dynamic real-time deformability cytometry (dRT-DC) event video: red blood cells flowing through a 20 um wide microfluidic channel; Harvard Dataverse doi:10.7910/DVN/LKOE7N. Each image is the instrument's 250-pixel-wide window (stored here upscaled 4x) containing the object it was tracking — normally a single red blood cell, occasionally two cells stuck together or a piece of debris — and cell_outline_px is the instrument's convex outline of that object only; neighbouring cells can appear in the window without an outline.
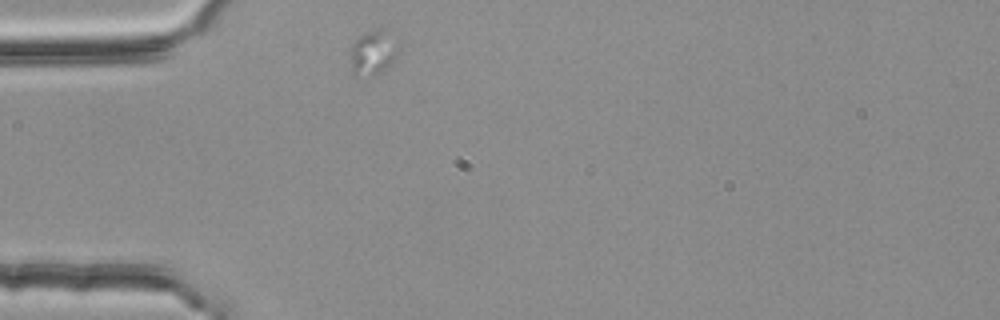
{"species": "common noctule bat (a hibernating species)", "species_latin": "Nyctalus noctula", "temperature_condition": "room temperature", "stored_images_in_passage": 10, "camera_frame_rate_fps": 3000, "um_per_image_px": 0.085, "animal": {"sex": "female", "body_mass_g": 25.1}, "frame": {"image": 1, "passage_image": 1, "time_ms": 0.0, "image_size_px": [1000, 320], "cell_outline_px": [[400, 48], [396, 56], [380, 72], [352, 72], [352, 44], [360, 36], [368, 32], [380, 28], [400, 44]], "centroid_in_image_um": [31.76, 4.38], "position_along_channel_um": 53.2, "area_um2": 11.39}}
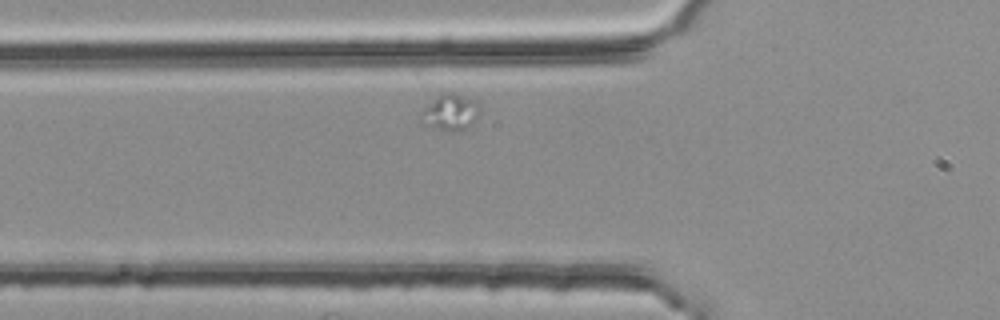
{"frame": {"image": 2, "passage_image": 5, "time_ms": 1.333, "image_size_px": [1000, 320], "cell_outline_px": [[480, 112], [472, 124], [456, 132], [424, 124], [420, 120], [420, 112], [424, 108], [444, 92], [452, 92], [464, 96], [472, 100], [480, 108]], "centroid_in_image_um": [38.28, 9.54], "position_along_channel_um": 87.5, "area_um2": 11.96}}